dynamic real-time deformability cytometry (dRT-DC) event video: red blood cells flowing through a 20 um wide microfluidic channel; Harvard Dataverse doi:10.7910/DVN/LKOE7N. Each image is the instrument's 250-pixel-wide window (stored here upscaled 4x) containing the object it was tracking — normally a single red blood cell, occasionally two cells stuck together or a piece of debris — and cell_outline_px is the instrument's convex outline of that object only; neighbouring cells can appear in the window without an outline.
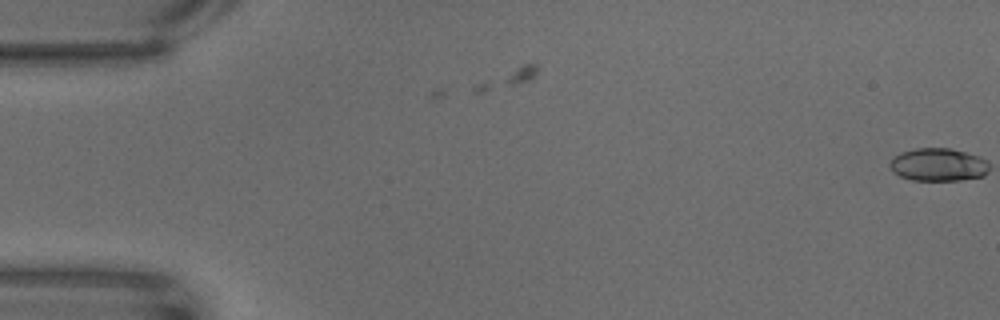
{"species": "common noctule bat (a hibernating species)", "species_latin": "Nyctalus noctula", "temperature_condition": "warm", "stored_images_in_passage": 64, "camera_frame_rate_fps": 3000, "um_per_image_px": 0.085, "animal": {"sex": "male", "body_mass_g": 18.8}, "frame": {"image": 1, "passage_image": 1, "time_ms": 0.0, "image_size_px": [1000, 320], "cell_outline_px": [[984, 172], [980, 176], [952, 180], [920, 180], [904, 176], [900, 172], [900, 156], [908, 152], [928, 148], [940, 148], [960, 152], [968, 156]], "centroid_in_image_um": [79.74, 14.04], "position_along_channel_um": 5.3, "area_um2": 15.32}}
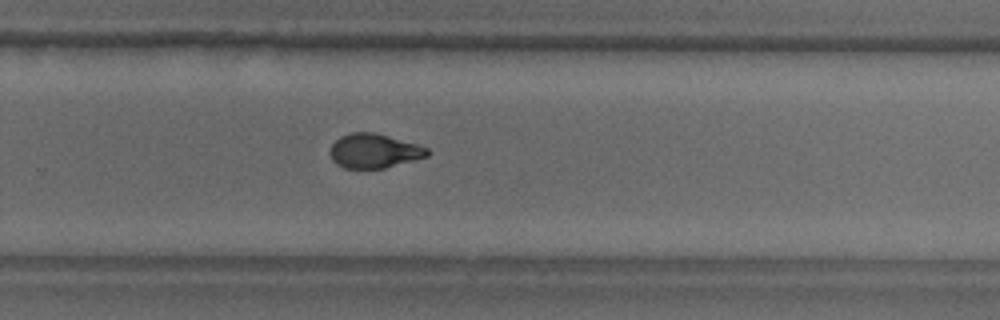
{"frame": {"image": 2, "passage_image": 43, "time_ms": 14.0, "image_size_px": [1000, 320], "cell_outline_px": [[428, 152], [424, 156], [380, 168], [348, 168], [340, 164], [332, 156], [332, 148], [336, 140], [344, 136], [384, 136], [412, 144], [424, 148]], "centroid_in_image_um": [31.77, 12.89], "position_along_channel_um": 298.0, "area_um2": 16.88}}
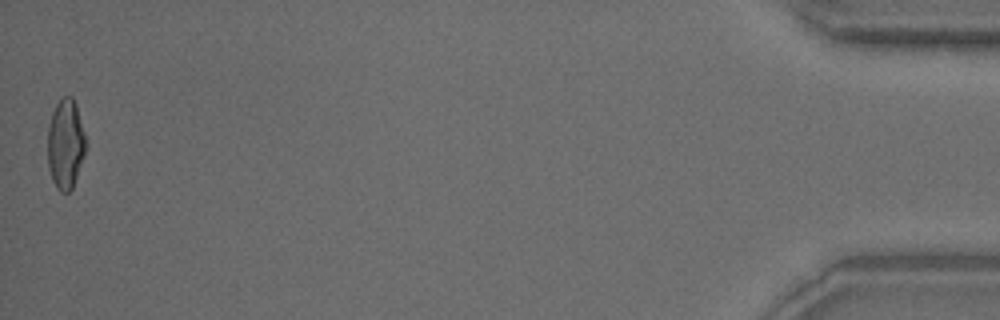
{"frame": {"image": 3, "passage_image": 64, "time_ms": 21.0, "image_size_px": [1000, 320], "cell_outline_px": [[84, 148], [72, 184], [68, 192], [60, 188], [56, 184], [52, 176], [48, 160], [48, 136], [52, 116], [60, 100], [72, 100], [76, 108], [84, 140]], "centroid_in_image_um": [5.52, 12.26], "position_along_channel_um": 429.7, "area_um2": 17.51}}